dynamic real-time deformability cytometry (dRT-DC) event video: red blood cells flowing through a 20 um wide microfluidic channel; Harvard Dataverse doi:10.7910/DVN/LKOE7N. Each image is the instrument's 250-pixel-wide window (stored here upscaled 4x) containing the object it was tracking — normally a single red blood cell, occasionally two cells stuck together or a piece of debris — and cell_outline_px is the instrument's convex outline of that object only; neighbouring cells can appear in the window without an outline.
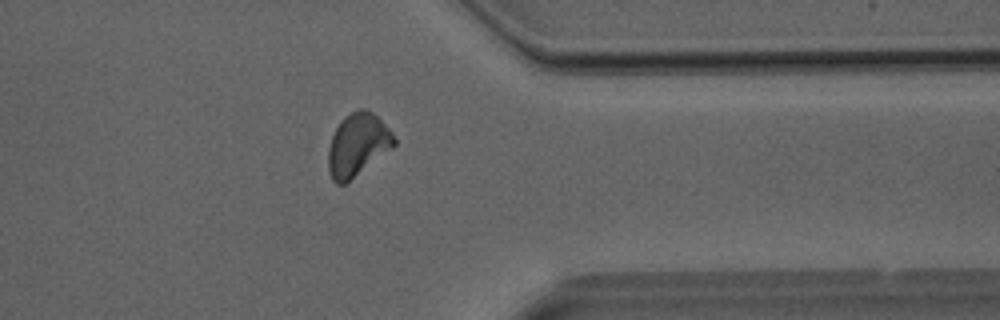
{"species": "Egyptian fruit bat (a non-hibernating species)", "species_latin": "Rousettus aegyptiacus", "temperature_condition": "room temperature", "stored_images_in_passage": 32, "camera_frame_rate_fps": 3000, "um_per_image_px": 0.085, "animal": {"sex": "male"}, "frame": {"image": 1, "passage_image": 25, "time_ms": 8.0, "image_size_px": [1000, 320], "cell_outline_px": [[396, 144], [392, 148], [344, 184], [336, 184], [332, 180], [328, 168], [328, 148], [332, 136], [340, 120], [344, 116], [360, 108], [364, 108], [372, 112], [388, 128], [396, 140]], "centroid_in_image_um": [30.37, 12.3], "position_along_channel_um": 381.0, "area_um2": 23.76}}
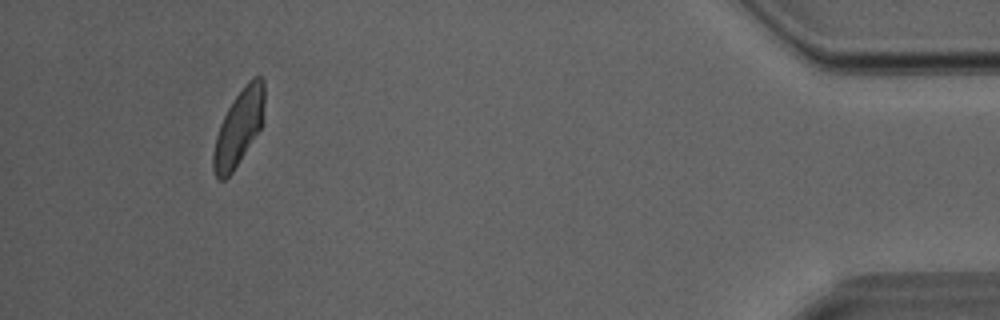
{"frame": {"image": 2, "passage_image": 30, "time_ms": 9.667, "image_size_px": [1000, 320], "cell_outline_px": [[264, 100], [260, 128], [232, 172], [224, 180], [220, 180], [216, 176], [212, 168], [212, 152], [216, 136], [220, 124], [232, 100], [248, 80], [252, 76], [260, 76], [264, 80]], "centroid_in_image_um": [20.27, 10.83], "position_along_channel_um": 414.9, "area_um2": 22.2}}